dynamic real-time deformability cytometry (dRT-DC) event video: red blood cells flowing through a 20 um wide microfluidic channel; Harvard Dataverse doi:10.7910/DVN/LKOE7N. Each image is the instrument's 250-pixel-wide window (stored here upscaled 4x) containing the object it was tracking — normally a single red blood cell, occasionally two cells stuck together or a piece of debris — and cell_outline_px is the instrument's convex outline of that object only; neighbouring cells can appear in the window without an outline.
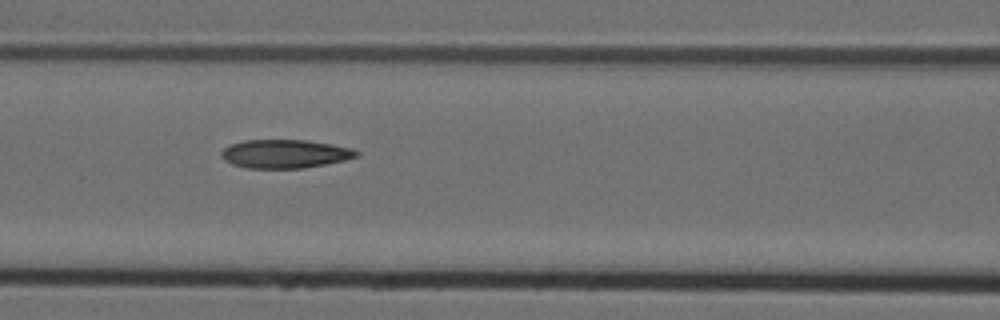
{"species": "Egyptian fruit bat (a non-hibernating species)", "species_latin": "Rousettus aegyptiacus", "temperature_condition": "cold", "stored_images_in_passage": 7, "camera_frame_rate_fps": 3000, "um_per_image_px": 0.085, "animal": {"sex": "female"}, "frame": {"image": 1, "passage_image": 5, "time_ms": 1.333, "image_size_px": [1000, 320], "cell_outline_px": [[360, 152], [356, 156], [344, 160], [304, 168], [244, 168], [232, 164], [224, 160], [220, 156], [220, 152], [228, 144], [244, 140], [304, 140], [332, 144], [352, 148]], "centroid_in_image_um": [24.16, 13.07], "position_along_channel_um": 142.4, "area_um2": 22.54}}